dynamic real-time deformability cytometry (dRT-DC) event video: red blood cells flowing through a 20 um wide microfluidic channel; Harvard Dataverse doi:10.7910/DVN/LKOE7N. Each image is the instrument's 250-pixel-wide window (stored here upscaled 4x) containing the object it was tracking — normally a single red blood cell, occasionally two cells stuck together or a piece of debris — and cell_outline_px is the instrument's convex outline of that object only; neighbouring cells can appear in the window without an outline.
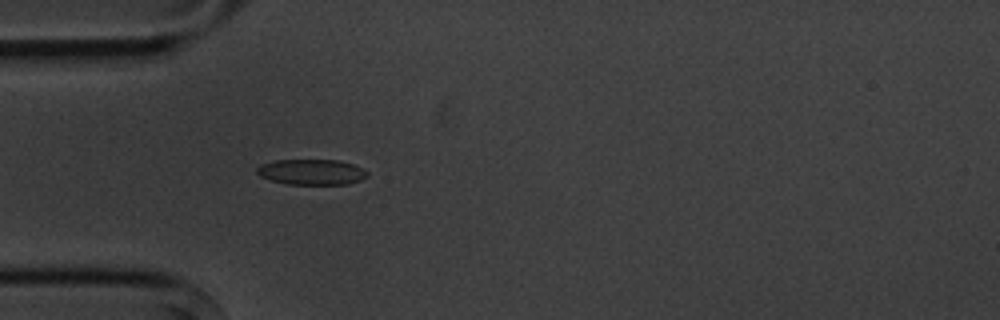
{"species": "common noctule bat (a hibernating species)", "species_latin": "Nyctalus noctula", "temperature_condition": "cold", "stored_images_in_passage": 5, "camera_frame_rate_fps": 3000, "um_per_image_px": 0.085, "animal": {"sex": "male", "body_mass_g": 20.1, "forearm_length_mm": 53.5}, "frame": {"image": 1, "passage_image": 5, "time_ms": 5.0, "image_size_px": [1000, 320], "cell_outline_px": [[368, 176], [360, 180], [348, 184], [288, 184], [272, 180], [260, 176], [256, 172], [256, 168], [260, 164], [276, 160], [340, 160], [352, 164], [368, 172]], "centroid_in_image_um": [26.47, 14.61], "position_along_channel_um": 58.5, "area_um2": 16.36}}